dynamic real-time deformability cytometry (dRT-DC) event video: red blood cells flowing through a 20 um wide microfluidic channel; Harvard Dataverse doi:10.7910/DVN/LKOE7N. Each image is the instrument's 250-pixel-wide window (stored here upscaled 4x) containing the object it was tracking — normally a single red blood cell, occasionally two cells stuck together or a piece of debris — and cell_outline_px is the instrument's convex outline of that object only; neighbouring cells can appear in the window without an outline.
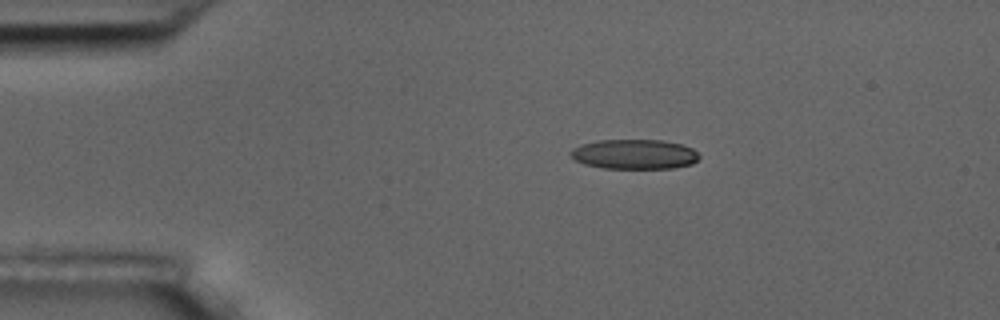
{"species": "common noctule bat (a hibernating species)", "species_latin": "Nyctalus noctula", "temperature_condition": "room temperature", "stored_images_in_passage": 7, "camera_frame_rate_fps": 3000, "um_per_image_px": 0.085, "animal": {"sex": "male", "body_mass_g": 17.5, "forearm_length_mm": 52.3}, "frame": {"image": 1, "passage_image": 1, "time_ms": 0.0, "image_size_px": [1000, 320], "cell_outline_px": [[700, 156], [692, 164], [672, 168], [604, 168], [584, 164], [576, 160], [568, 152], [572, 148], [580, 144], [596, 140], [664, 140], [680, 144], [692, 148]], "centroid_in_image_um": [53.89, 13.1], "position_along_channel_um": 31.1, "area_um2": 22.31}}
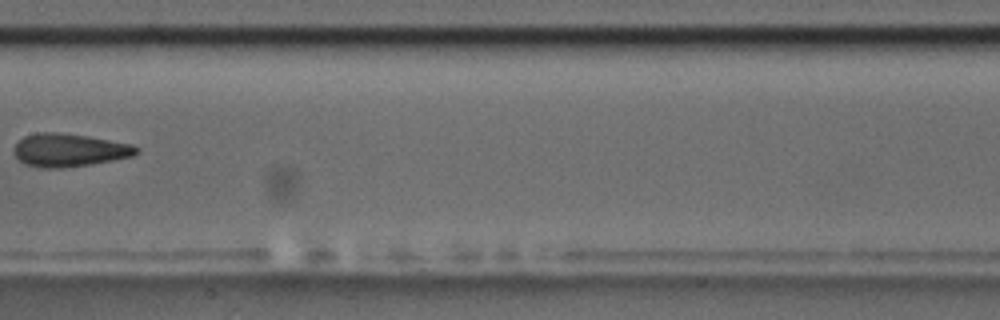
{"frame": {"image": 2, "passage_image": 6, "time_ms": 6.0, "image_size_px": [1000, 320], "cell_outline_px": [[140, 152], [132, 156], [112, 160], [88, 164], [56, 168], [40, 168], [24, 164], [12, 152], [12, 148], [24, 136], [36, 132], [56, 132], [88, 136], [132, 144], [140, 148]], "centroid_in_image_um": [5.86, 12.75], "position_along_channel_um": 201.5, "area_um2": 23.58}}
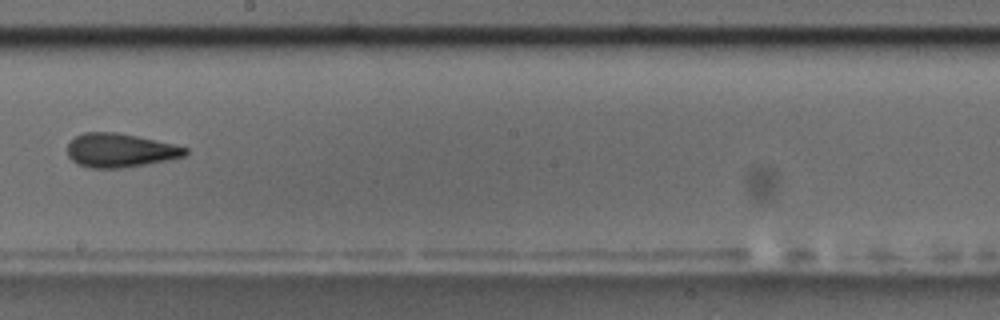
{"frame": {"image": 3, "passage_image": 7, "time_ms": 7.0, "image_size_px": [1000, 320], "cell_outline_px": [[188, 152], [184, 156], [168, 160], [124, 168], [88, 168], [76, 164], [68, 156], [68, 144], [76, 136], [84, 132], [116, 132], [156, 140], [188, 148]], "centroid_in_image_um": [10.19, 12.79], "position_along_channel_um": 238.0, "area_um2": 23.24}}